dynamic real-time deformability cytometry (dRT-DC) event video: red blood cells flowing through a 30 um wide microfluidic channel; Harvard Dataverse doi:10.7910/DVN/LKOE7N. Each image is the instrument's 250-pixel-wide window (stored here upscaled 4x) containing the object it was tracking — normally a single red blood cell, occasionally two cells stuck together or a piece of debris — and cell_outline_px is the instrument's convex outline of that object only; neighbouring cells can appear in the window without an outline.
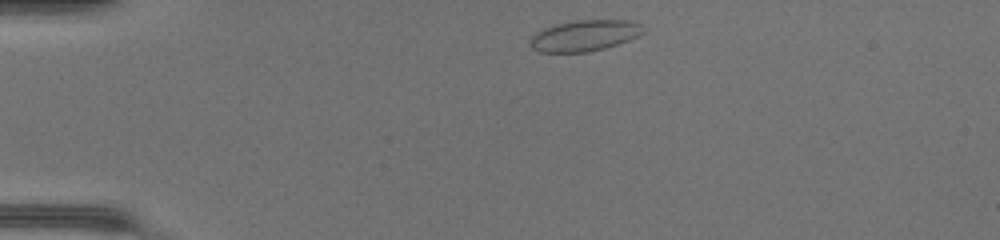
{"species": "common noctule bat (a hibernating species)", "species_latin": "Nyctalus noctula", "temperature_condition": "warm", "stored_images_in_passage": 39, "camera_frame_rate_fps": 3000, "um_per_image_px": 0.085, "animal": {"sex": "female", "body_mass_g": 17.0, "forearm_length_mm": 48.0}, "frame": {"image": 1, "passage_image": 1, "time_ms": 0.0, "image_size_px": [1000, 240], "cell_outline_px": [[644, 32], [640, 36], [604, 48], [588, 52], [540, 52], [532, 48], [528, 44], [528, 40], [536, 32], [544, 28], [556, 24], [576, 20], [628, 20], [640, 24]], "centroid_in_image_um": [49.65, 3.03], "position_along_channel_um": 35.3, "area_um2": 20.46}}
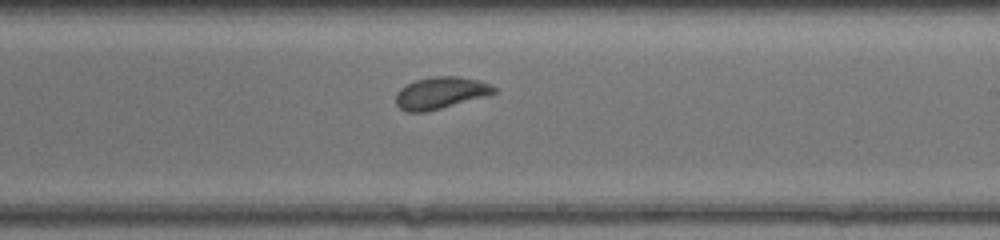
{"frame": {"image": 2, "passage_image": 20, "time_ms": 6.333, "image_size_px": [1000, 240], "cell_outline_px": [[496, 92], [488, 96], [424, 112], [408, 112], [400, 108], [396, 104], [396, 92], [400, 88], [416, 80], [432, 76], [460, 76], [480, 80], [496, 88]], "centroid_in_image_um": [37.45, 7.89], "position_along_channel_um": 251.5, "area_um2": 18.21}}
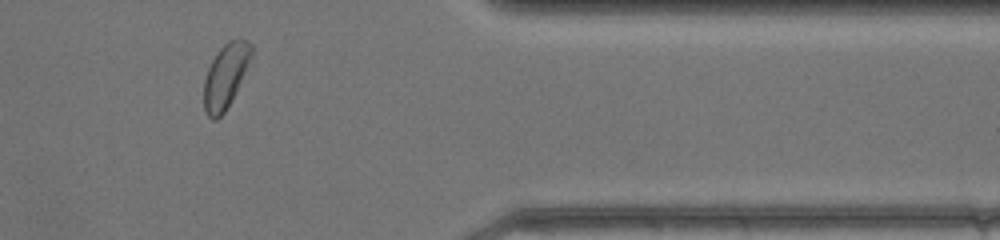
{"frame": {"image": 3, "passage_image": 31, "time_ms": 10.0, "image_size_px": [1000, 240], "cell_outline_px": [[252, 56], [224, 112], [216, 120], [212, 120], [208, 116], [204, 108], [204, 80], [208, 68], [216, 52], [228, 40], [244, 40], [252, 44]], "centroid_in_image_um": [19.14, 6.44], "position_along_channel_um": 392.3, "area_um2": 17.17}, "authors_computed_cell_mechanics": {"area_um2": 18.8428, "velocity_mm_per_s": 4.3118, "shape_relaxation_time_tau1_ms": 3.2651, "shape_relaxation_time_tau2_ms": null, "deformation_change_tau1": 0.1067, "deformation_change_tau2": null}}